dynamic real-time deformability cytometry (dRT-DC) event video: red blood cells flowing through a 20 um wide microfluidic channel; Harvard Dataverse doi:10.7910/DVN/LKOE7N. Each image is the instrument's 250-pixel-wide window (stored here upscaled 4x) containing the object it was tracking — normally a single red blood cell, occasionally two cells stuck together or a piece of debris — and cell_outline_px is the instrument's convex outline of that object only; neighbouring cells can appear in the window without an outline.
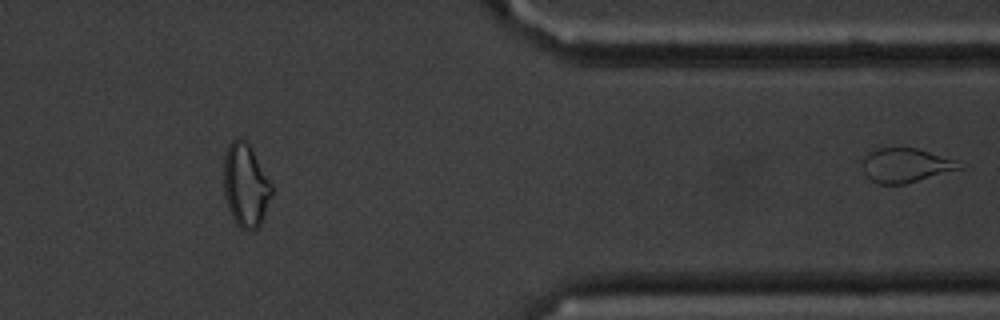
{"species": "common noctule bat (a hibernating species)", "species_latin": "Nyctalus noctula", "temperature_condition": "cold", "stored_images_in_passage": 43, "segment_of_instrument_passage": [2, 2], "camera_frame_rate_fps": 3000, "um_per_image_px": 0.085, "animal": {"sex": "male", "body_mass_g": 20.1, "forearm_length_mm": 53.5}, "frame": {"image": 1, "passage_image": 43, "time_ms": 14.0, "image_size_px": [1000, 320], "cell_outline_px": [[964, 168], [904, 184], [880, 184], [872, 180], [864, 172], [860, 164], [860, 156], [868, 152], [880, 148], [916, 148], [960, 160]], "centroid_in_image_um": [76.98, 14.03], "position_along_channel_um": 334.4, "area_um2": 19.65}}